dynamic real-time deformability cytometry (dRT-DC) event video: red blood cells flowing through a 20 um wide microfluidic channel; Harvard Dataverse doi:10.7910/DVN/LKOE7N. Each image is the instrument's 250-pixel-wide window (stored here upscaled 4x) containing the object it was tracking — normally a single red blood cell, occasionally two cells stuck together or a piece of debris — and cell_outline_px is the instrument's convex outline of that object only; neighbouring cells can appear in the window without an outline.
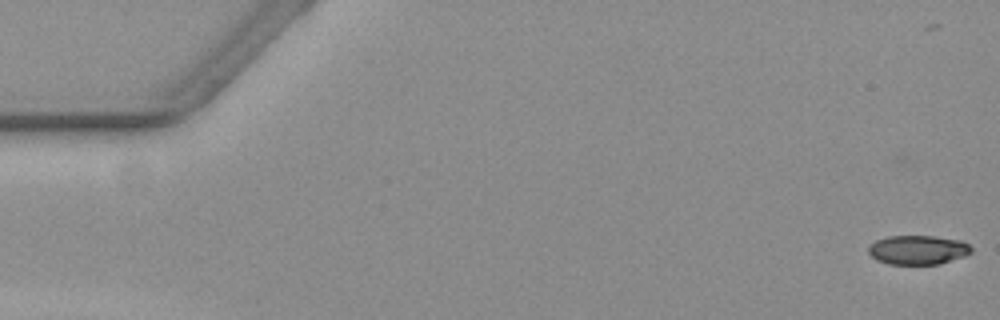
{"species": "common noctule bat (a hibernating species)", "species_latin": "Nyctalus noctula", "temperature_condition": "warm", "stored_images_in_passage": 8, "camera_frame_rate_fps": 3000, "um_per_image_px": 0.085, "animal": {"sex": "female", "body_mass_g": 19.3, "forearm_length_mm": 54.1}, "frame": {"image": 1, "passage_image": 3, "time_ms": 0.667, "image_size_px": [1000, 320], "cell_outline_px": [[972, 252], [964, 256], [940, 264], [888, 264], [876, 260], [868, 252], [868, 248], [876, 240], [888, 236], [932, 236], [960, 240], [968, 244], [972, 248]], "centroid_in_image_um": [78.02, 21.24], "position_along_channel_um": 7.0, "area_um2": 17.46}}